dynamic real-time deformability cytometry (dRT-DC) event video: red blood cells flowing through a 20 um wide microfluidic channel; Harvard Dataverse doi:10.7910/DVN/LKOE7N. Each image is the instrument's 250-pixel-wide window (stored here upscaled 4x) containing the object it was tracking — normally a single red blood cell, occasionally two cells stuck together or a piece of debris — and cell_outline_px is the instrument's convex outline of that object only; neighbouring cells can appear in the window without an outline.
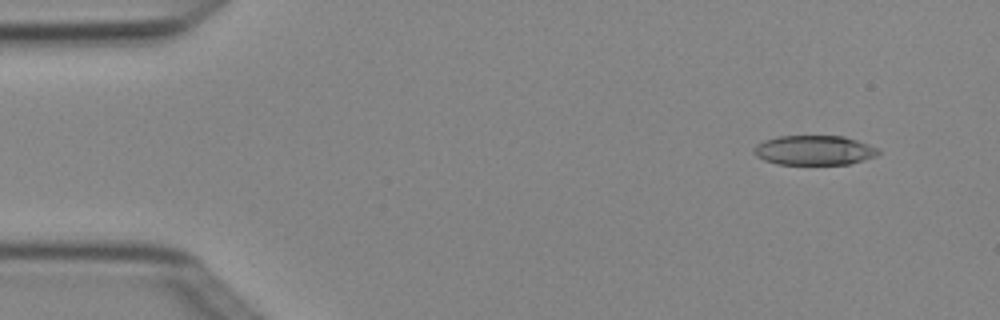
{"species": "Egyptian fruit bat (a non-hibernating species)", "species_latin": "Rousettus aegyptiacus", "temperature_condition": "cold", "stored_images_in_passage": 5, "camera_frame_rate_fps": 3000, "um_per_image_px": 0.085, "animal": {"sex": "female"}, "frame": {"image": 1, "passage_image": 1, "time_ms": 0.0, "image_size_px": [1000, 320], "cell_outline_px": [[880, 152], [876, 156], [864, 160], [848, 164], [776, 164], [764, 160], [756, 156], [752, 152], [752, 148], [756, 144], [764, 140], [780, 136], [844, 136], [868, 144], [876, 148]], "centroid_in_image_um": [69.16, 12.77], "position_along_channel_um": 15.8, "area_um2": 21.5}}
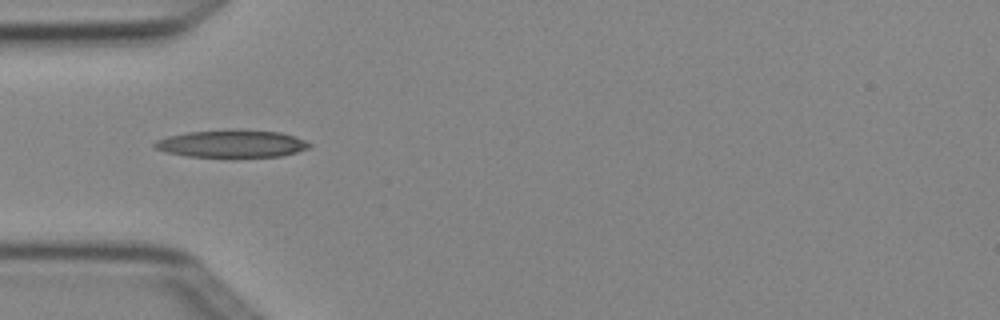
{"frame": {"image": 2, "passage_image": 4, "time_ms": 1.0, "image_size_px": [1000, 320], "cell_outline_px": [[312, 144], [308, 148], [296, 152], [280, 156], [232, 160], [188, 156], [164, 152], [156, 148], [152, 144], [156, 140], [168, 136], [188, 132], [280, 132], [304, 140]], "centroid_in_image_um": [19.67, 12.31], "position_along_channel_um": 65.3, "area_um2": 24.68}}
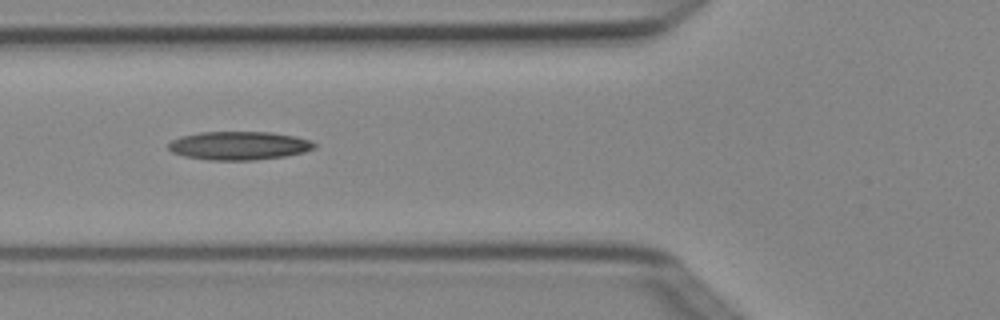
{"frame": {"image": 3, "passage_image": 5, "time_ms": 1.333, "image_size_px": [1000, 320], "cell_outline_px": [[316, 148], [304, 152], [284, 156], [252, 160], [208, 160], [184, 156], [172, 152], [168, 148], [168, 144], [172, 140], [180, 136], [200, 132], [272, 132], [296, 136], [312, 140], [316, 144]], "centroid_in_image_um": [20.33, 12.37], "position_along_channel_um": 105.5, "area_um2": 24.33}}